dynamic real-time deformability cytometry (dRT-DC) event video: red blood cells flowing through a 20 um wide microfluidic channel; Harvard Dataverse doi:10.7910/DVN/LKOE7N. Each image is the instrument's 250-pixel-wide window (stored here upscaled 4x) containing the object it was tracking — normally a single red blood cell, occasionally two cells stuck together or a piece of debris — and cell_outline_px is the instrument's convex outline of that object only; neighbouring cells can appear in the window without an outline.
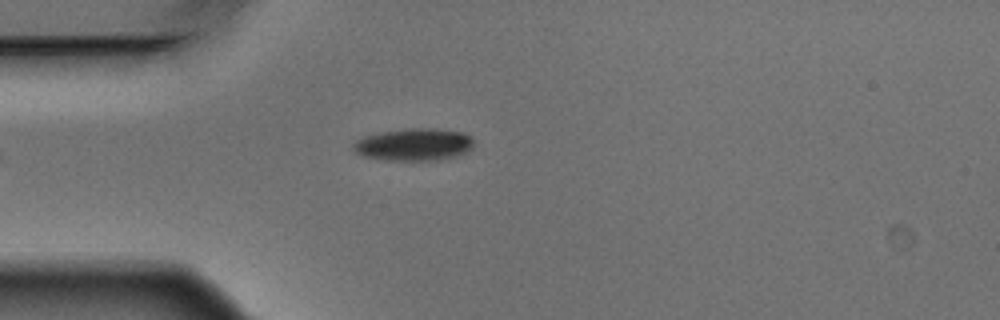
{"species": "Egyptian fruit bat (a non-hibernating species)", "species_latin": "Rousettus aegyptiacus", "temperature_condition": "warm", "stored_images_in_passage": 5, "camera_frame_rate_fps": 3000, "um_per_image_px": 0.085, "animal": {"sex": "male"}, "frame": {"image": 1, "passage_image": 5, "time_ms": 1.333, "image_size_px": [1000, 320], "cell_outline_px": [[476, 144], [468, 152], [460, 156], [444, 160], [388, 160], [364, 156], [356, 152], [352, 148], [352, 144], [356, 140], [364, 136], [380, 132], [412, 128], [432, 128], [464, 132], [472, 136]], "centroid_in_image_um": [35.27, 12.29], "position_along_channel_um": 49.7, "area_um2": 23.12}}